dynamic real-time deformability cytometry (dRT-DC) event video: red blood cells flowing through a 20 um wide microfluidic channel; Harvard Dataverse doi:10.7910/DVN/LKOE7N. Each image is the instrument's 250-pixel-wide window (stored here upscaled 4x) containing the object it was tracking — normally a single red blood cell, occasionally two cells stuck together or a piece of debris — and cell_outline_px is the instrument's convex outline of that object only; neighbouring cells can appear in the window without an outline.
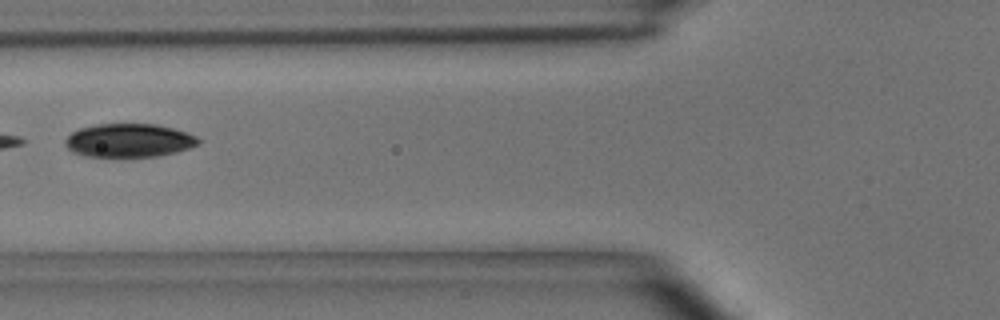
{"species": "common noctule bat (a hibernating species)", "species_latin": "Nyctalus noctula", "temperature_condition": "room temperature", "stored_images_in_passage": 7, "camera_frame_rate_fps": 3000, "um_per_image_px": 0.085, "animal": {"sex": "male", "body_mass_g": 15.6}, "frame": {"image": 1, "passage_image": 6, "time_ms": 1.667, "image_size_px": [1000, 320], "cell_outline_px": [[200, 144], [176, 152], [160, 156], [88, 156], [72, 152], [64, 144], [64, 140], [72, 132], [80, 128], [96, 124], [156, 124], [188, 132], [196, 136], [200, 140]], "centroid_in_image_um": [10.97, 11.93], "position_along_channel_um": 114.8, "area_um2": 25.95}}